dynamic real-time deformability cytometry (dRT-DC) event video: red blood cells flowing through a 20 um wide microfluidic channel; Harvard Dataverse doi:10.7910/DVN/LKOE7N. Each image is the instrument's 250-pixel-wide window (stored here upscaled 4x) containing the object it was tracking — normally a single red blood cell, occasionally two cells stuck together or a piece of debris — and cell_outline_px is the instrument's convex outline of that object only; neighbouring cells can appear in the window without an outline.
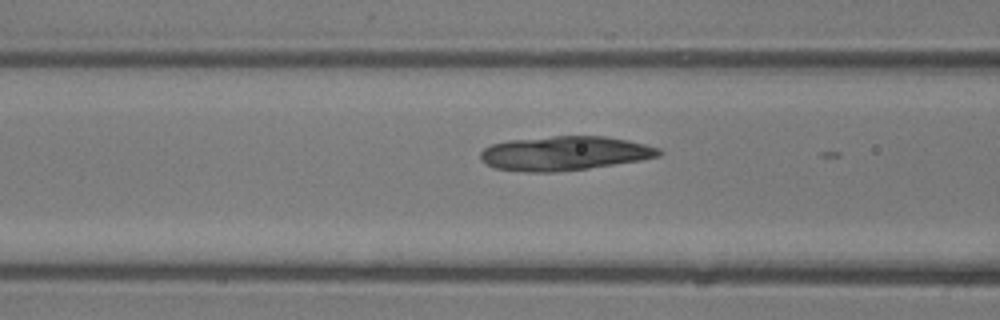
{"species": "common noctule bat (a hibernating species)", "species_latin": "Nyctalus noctula", "temperature_condition": "room temperature", "stored_images_in_passage": 7, "camera_frame_rate_fps": 3000, "um_per_image_px": 0.085, "animal": {"sex": "male", "body_mass_g": 13.3}, "frame": {"image": 1, "passage_image": 3, "time_ms": 0.667, "image_size_px": [1000, 320], "cell_outline_px": [[664, 152], [660, 156], [640, 160], [588, 168], [556, 172], [524, 172], [496, 168], [480, 160], [480, 152], [484, 148], [492, 144], [508, 140], [552, 136], [604, 136], [628, 140], [660, 148]], "centroid_in_image_um": [47.99, 13.03], "position_along_channel_um": 118.6, "area_um2": 35.6}}
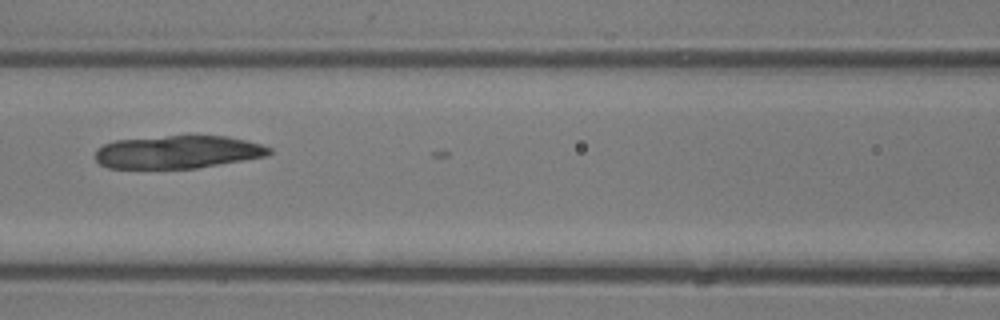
{"frame": {"image": 2, "passage_image": 5, "time_ms": 1.333, "image_size_px": [1000, 320], "cell_outline_px": [[272, 152], [268, 156], [196, 168], [108, 168], [100, 164], [96, 160], [96, 148], [104, 144], [116, 140], [168, 136], [228, 136], [260, 144], [272, 148]], "centroid_in_image_um": [15.12, 12.92], "position_along_channel_um": 151.5, "area_um2": 33.23}}